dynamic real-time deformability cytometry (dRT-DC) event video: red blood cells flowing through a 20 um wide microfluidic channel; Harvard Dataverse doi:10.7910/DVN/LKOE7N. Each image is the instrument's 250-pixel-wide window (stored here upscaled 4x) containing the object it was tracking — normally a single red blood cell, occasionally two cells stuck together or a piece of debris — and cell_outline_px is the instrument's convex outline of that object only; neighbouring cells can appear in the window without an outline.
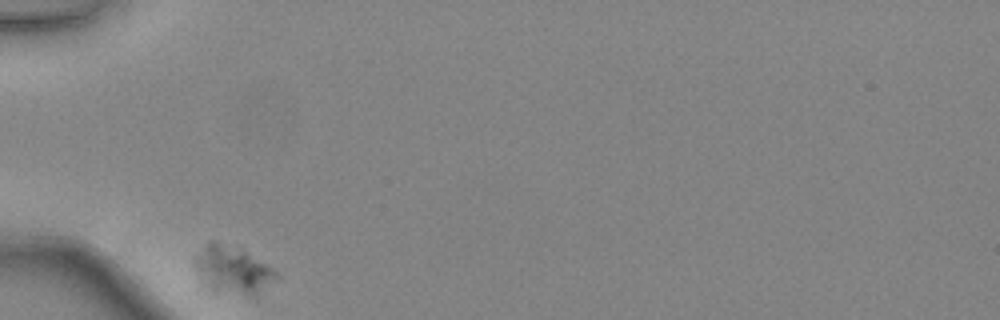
{"species": "common noctule bat (a hibernating species)", "species_latin": "Nyctalus noctula", "temperature_condition": "warm", "stored_images_in_passage": 30, "camera_frame_rate_fps": 3000, "um_per_image_px": 0.085, "animal": {"sex": "female", "body_mass_g": 24.6, "forearm_length_mm": 56.2}, "frame": {"image": 1, "passage_image": 1, "time_ms": 0.0, "image_size_px": [1000, 320], "cell_outline_px": [[276, 276], [256, 296], [248, 296], [212, 292], [208, 288], [192, 268], [192, 264], [208, 240], [216, 240], [244, 252], [272, 268], [276, 272]], "centroid_in_image_um": [19.67, 22.98], "position_along_channel_um": 65.3, "area_um2": 22.25}}
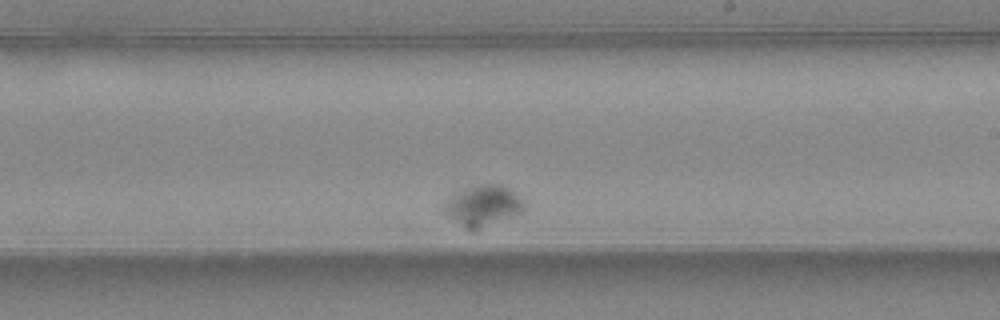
{"frame": {"image": 2, "passage_image": 18, "time_ms": 5.667, "image_size_px": [1000, 320], "cell_outline_px": [[524, 208], [520, 212], [512, 216], [476, 232], [472, 232], [448, 216], [444, 212], [444, 208], [448, 196], [456, 192], [480, 184], [500, 184], [508, 188], [524, 204]], "centroid_in_image_um": [41.01, 17.51], "position_along_channel_um": 248.0, "area_um2": 18.79}}
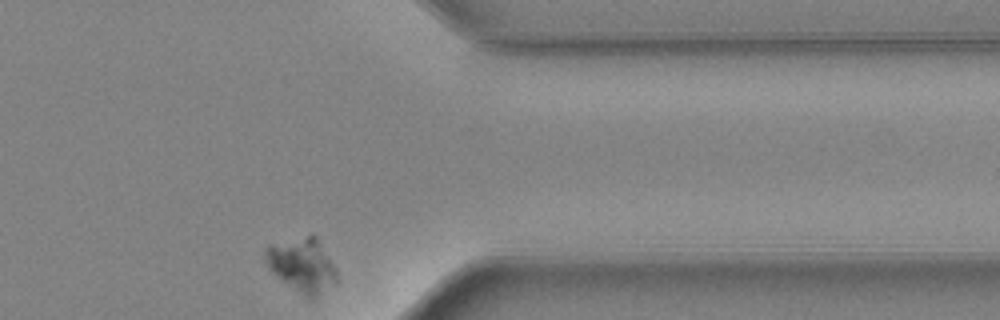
{"frame": {"image": 3, "passage_image": 30, "time_ms": 9.667, "image_size_px": [1000, 320], "cell_outline_px": [[336, 284], [316, 300], [308, 300], [272, 272], [268, 268], [264, 256], [264, 248], [268, 244], [308, 236], [316, 236], [332, 264], [336, 272]], "centroid_in_image_um": [25.67, 22.59], "position_along_channel_um": 385.7, "area_um2": 22.54}}